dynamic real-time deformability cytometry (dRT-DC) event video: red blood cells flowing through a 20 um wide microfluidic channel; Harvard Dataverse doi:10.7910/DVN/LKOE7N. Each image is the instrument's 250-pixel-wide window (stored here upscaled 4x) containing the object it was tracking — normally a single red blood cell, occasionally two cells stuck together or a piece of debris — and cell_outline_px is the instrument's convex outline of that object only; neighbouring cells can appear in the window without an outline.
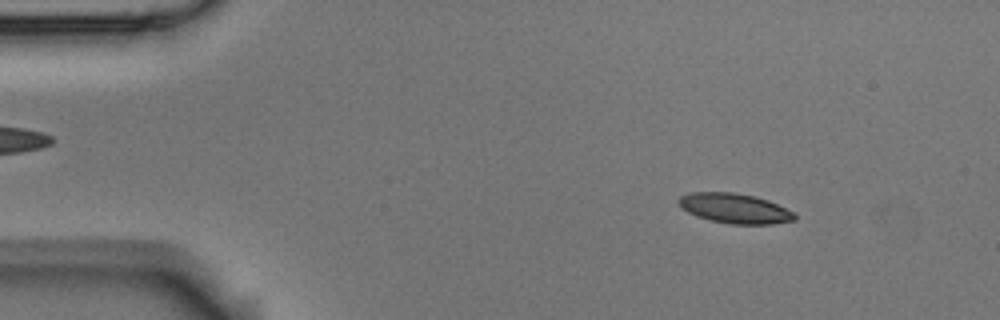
{"species": "Egyptian fruit bat (a non-hibernating species)", "species_latin": "Rousettus aegyptiacus", "temperature_condition": "room temperature", "stored_images_in_passage": 4, "camera_frame_rate_fps": 3000, "um_per_image_px": 0.085, "animal": {"sex": "male"}, "frame": {"image": 1, "passage_image": 2, "time_ms": 0.333, "image_size_px": [1000, 320], "cell_outline_px": [[796, 220], [772, 224], [732, 224], [708, 220], [696, 216], [680, 208], [680, 196], [692, 192], [732, 192], [756, 196], [768, 200], [792, 212], [796, 216]], "centroid_in_image_um": [62.44, 17.71], "position_along_channel_um": 22.6, "area_um2": 20.11}}